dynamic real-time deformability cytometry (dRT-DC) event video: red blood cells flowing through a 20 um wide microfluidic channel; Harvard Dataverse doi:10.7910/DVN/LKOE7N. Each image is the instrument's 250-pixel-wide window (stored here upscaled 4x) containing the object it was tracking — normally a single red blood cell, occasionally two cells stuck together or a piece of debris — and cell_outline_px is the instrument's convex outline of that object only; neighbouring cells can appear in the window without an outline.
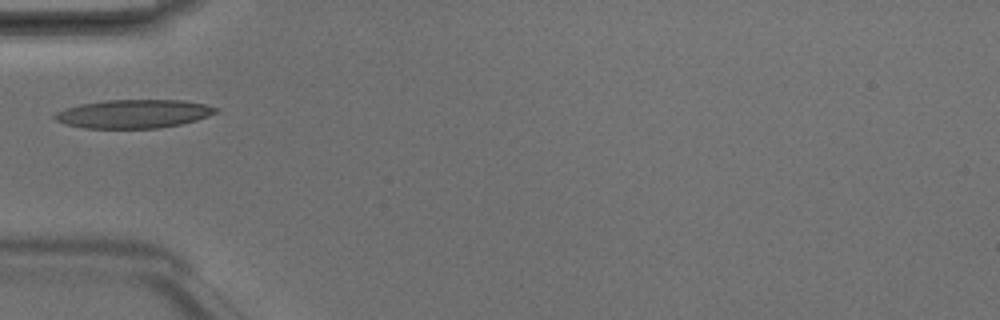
{"species": "Egyptian fruit bat (a non-hibernating species)", "species_latin": "Rousettus aegyptiacus", "temperature_condition": "room temperature", "stored_images_in_passage": 5, "camera_frame_rate_fps": 3000, "um_per_image_px": 0.085, "animal": {"sex": "male"}, "frame": {"image": 1, "passage_image": 4, "time_ms": 1.0, "image_size_px": [1000, 320], "cell_outline_px": [[220, 108], [216, 112], [208, 116], [196, 120], [180, 124], [160, 128], [84, 128], [64, 124], [56, 120], [52, 116], [56, 112], [64, 108], [80, 104], [104, 100], [184, 100], [204, 104]], "centroid_in_image_um": [11.33, 9.67], "position_along_channel_um": 73.7, "area_um2": 26.88}}